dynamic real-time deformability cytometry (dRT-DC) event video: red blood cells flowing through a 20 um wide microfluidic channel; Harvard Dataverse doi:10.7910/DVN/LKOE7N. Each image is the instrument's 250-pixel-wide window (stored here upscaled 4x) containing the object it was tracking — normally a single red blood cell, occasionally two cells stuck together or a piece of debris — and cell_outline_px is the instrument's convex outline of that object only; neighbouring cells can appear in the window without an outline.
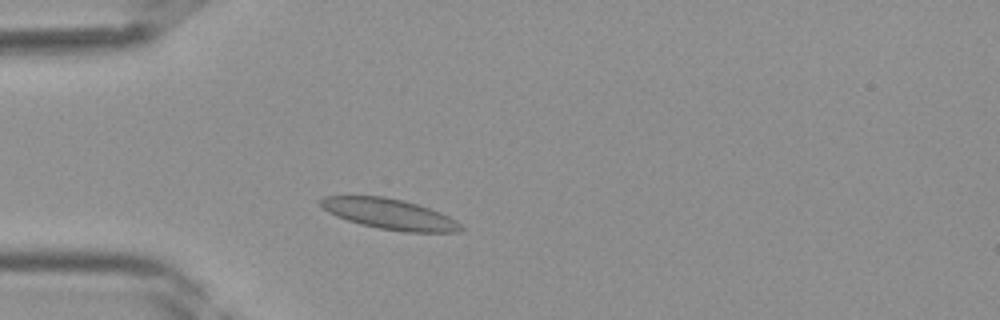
{"species": "Egyptian fruit bat (a non-hibernating species)", "species_latin": "Rousettus aegyptiacus", "temperature_condition": "room temperature", "stored_images_in_passage": 35, "camera_frame_rate_fps": 3000, "um_per_image_px": 0.085, "frame": {"image": 1, "passage_image": 6, "time_ms": 1.667, "image_size_px": [1000, 320], "cell_outline_px": [[464, 228], [460, 232], [404, 232], [380, 228], [360, 224], [336, 216], [328, 212], [316, 200], [324, 196], [384, 196], [404, 200], [440, 212], [456, 220]], "centroid_in_image_um": [33.1, 18.19], "position_along_channel_um": 51.9, "area_um2": 24.91}}
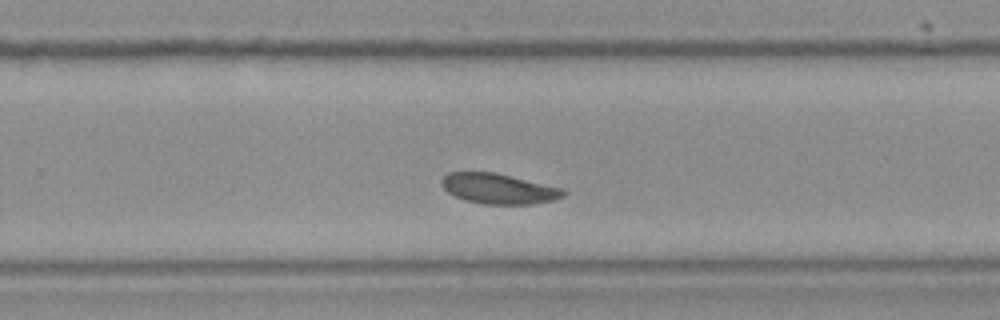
{"frame": {"image": 2, "passage_image": 21, "time_ms": 6.667, "image_size_px": [1000, 320], "cell_outline_px": [[568, 192], [564, 196], [556, 200], [532, 204], [484, 204], [464, 200], [448, 192], [444, 188], [440, 180], [448, 172], [492, 172], [564, 188]], "centroid_in_image_um": [42.42, 16.04], "position_along_channel_um": 287.4, "area_um2": 21.5}}
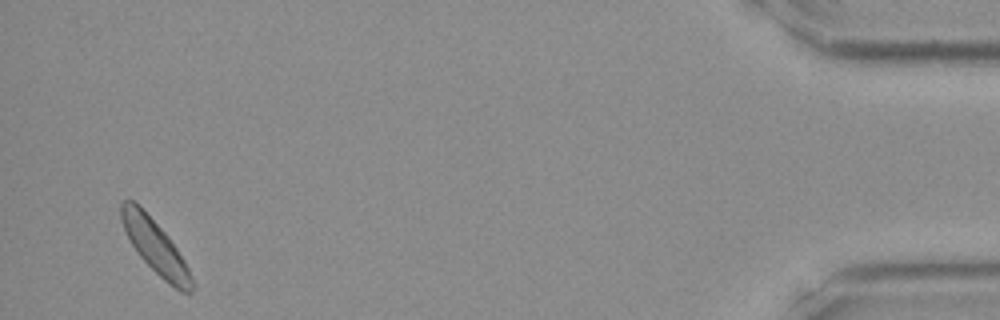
{"frame": {"image": 3, "passage_image": 34, "time_ms": 11.0, "image_size_px": [1000, 320], "cell_outline_px": [[192, 292], [180, 292], [168, 284], [140, 256], [132, 244], [124, 228], [120, 216], [120, 204], [124, 200], [132, 200], [168, 236], [184, 260], [188, 268], [192, 280]], "centroid_in_image_um": [13.2, 21.0], "position_along_channel_um": 422.0, "area_um2": 21.1}}